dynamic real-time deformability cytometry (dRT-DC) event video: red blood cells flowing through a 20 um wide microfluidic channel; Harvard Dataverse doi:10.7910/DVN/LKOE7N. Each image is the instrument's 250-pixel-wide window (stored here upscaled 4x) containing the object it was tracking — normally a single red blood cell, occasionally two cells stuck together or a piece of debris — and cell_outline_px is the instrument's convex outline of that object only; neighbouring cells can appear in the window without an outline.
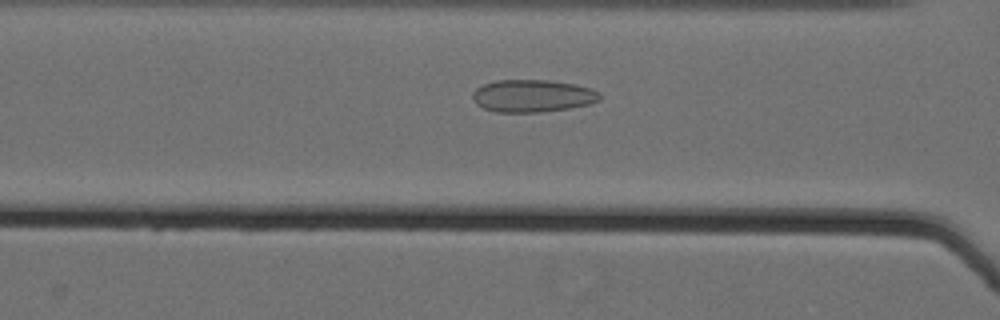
{"species": "Egyptian fruit bat (a non-hibernating species)", "species_latin": "Rousettus aegyptiacus", "temperature_condition": "cold", "stored_images_in_passage": 58, "camera_frame_rate_fps": 3000, "um_per_image_px": 0.085, "animal": {"sex": "female"}, "frame": {"image": 1, "passage_image": 27, "time_ms": 8.667, "image_size_px": [1000, 320], "cell_outline_px": [[600, 100], [588, 104], [568, 108], [540, 112], [496, 112], [484, 108], [476, 104], [472, 96], [472, 92], [476, 88], [484, 84], [496, 80], [548, 80], [576, 84], [592, 88], [600, 92]], "centroid_in_image_um": [45.27, 8.14], "position_along_channel_um": 121.3, "area_um2": 24.1}}
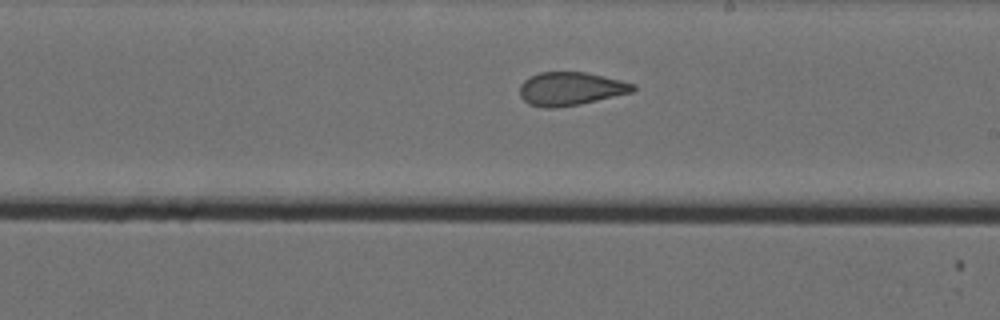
{"frame": {"image": 2, "passage_image": 37, "time_ms": 12.0, "image_size_px": [1000, 320], "cell_outline_px": [[636, 88], [632, 92], [580, 104], [556, 108], [544, 108], [528, 104], [520, 96], [520, 84], [528, 76], [540, 72], [584, 72], [620, 80], [636, 84]], "centroid_in_image_um": [48.46, 7.55], "position_along_channel_um": 240.5, "area_um2": 22.02}}
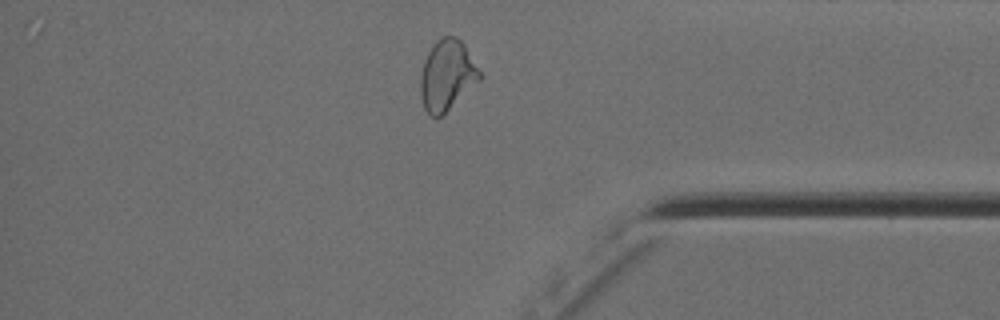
{"frame": {"image": 3, "passage_image": 51, "time_ms": 16.667, "image_size_px": [1000, 320], "cell_outline_px": [[480, 80], [436, 120], [424, 108], [420, 96], [420, 76], [424, 60], [432, 44], [440, 36], [456, 36], [464, 44], [480, 72]], "centroid_in_image_um": [37.96, 6.38], "position_along_channel_um": 397.2, "area_um2": 24.16}, "authors_computed_cell_mechanics": {"area_um2": 24.6517, "velocity_mm_per_s": 3.5712, "shape_relaxation_time_tau1_ms": null, "shape_relaxation_time_tau2_ms": 1.4674, "deformation_change_tau1": null, "deformation_change_tau2": 0.0913}}